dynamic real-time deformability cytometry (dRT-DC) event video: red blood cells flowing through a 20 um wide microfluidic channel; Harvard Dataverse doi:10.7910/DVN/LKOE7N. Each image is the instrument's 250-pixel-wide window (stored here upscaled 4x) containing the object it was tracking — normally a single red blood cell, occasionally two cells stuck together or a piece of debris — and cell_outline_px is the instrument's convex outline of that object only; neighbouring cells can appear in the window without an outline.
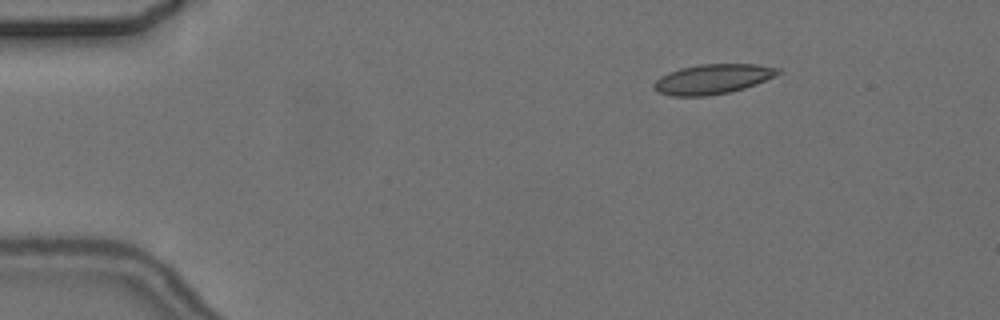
{"species": "common noctule bat (a hibernating species)", "species_latin": "Nyctalus noctula", "temperature_condition": "cold", "stored_images_in_passage": 6, "camera_frame_rate_fps": 3000, "um_per_image_px": 0.085, "animal": {"sex": "female", "body_mass_g": 24.6, "forearm_length_mm": 56.2}, "frame": {"image": 1, "passage_image": 3, "time_ms": 2.333, "image_size_px": [1000, 320], "cell_outline_px": [[784, 72], [756, 84], [744, 88], [728, 92], [708, 96], [672, 96], [660, 92], [652, 88], [652, 84], [660, 76], [668, 72], [680, 68], [700, 64], [756, 64], [780, 68]], "centroid_in_image_um": [60.58, 6.71], "position_along_channel_um": 24.4, "area_um2": 21.68}}
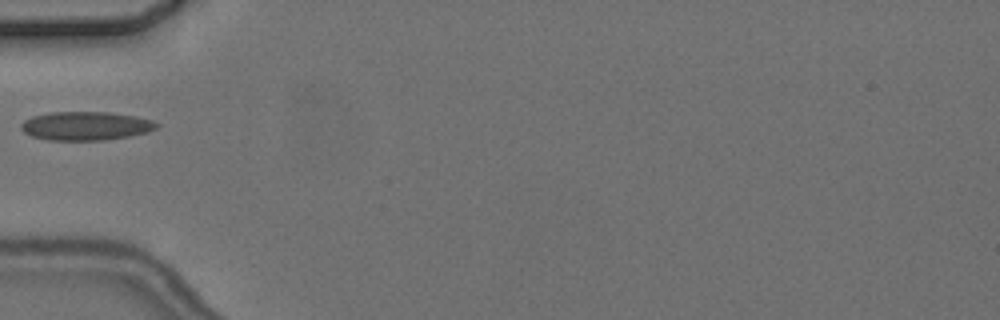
{"frame": {"image": 2, "passage_image": 6, "time_ms": 6.0, "image_size_px": [1000, 320], "cell_outline_px": [[160, 124], [156, 128], [148, 132], [128, 136], [104, 140], [48, 140], [32, 136], [24, 132], [20, 128], [20, 124], [24, 120], [32, 116], [52, 112], [108, 112], [136, 116], [152, 120]], "centroid_in_image_um": [7.28, 10.7], "position_along_channel_um": 77.7, "area_um2": 22.66}}